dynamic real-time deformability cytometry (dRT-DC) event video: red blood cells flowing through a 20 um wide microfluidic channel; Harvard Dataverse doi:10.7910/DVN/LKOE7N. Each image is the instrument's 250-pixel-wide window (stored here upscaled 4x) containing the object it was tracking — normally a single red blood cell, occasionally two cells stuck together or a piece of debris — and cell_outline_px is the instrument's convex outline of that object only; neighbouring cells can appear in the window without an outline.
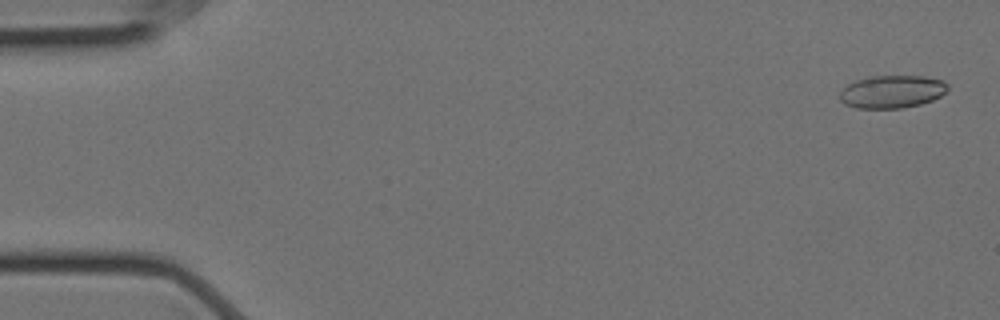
{"species": "Egyptian fruit bat (a non-hibernating species)", "species_latin": "Rousettus aegyptiacus", "temperature_condition": "cold", "stored_images_in_passage": 57, "camera_frame_rate_fps": 3000, "um_per_image_px": 0.085, "animal": {"sex": "female"}, "frame": {"image": 1, "passage_image": 2, "time_ms": 0.333, "image_size_px": [1000, 320], "cell_outline_px": [[948, 88], [940, 96], [932, 100], [920, 104], [900, 108], [856, 108], [844, 104], [840, 100], [840, 92], [848, 84], [856, 80], [868, 76], [924, 76], [944, 80], [948, 84]], "centroid_in_image_um": [75.81, 7.78], "position_along_channel_um": 9.2, "area_um2": 20.63}}
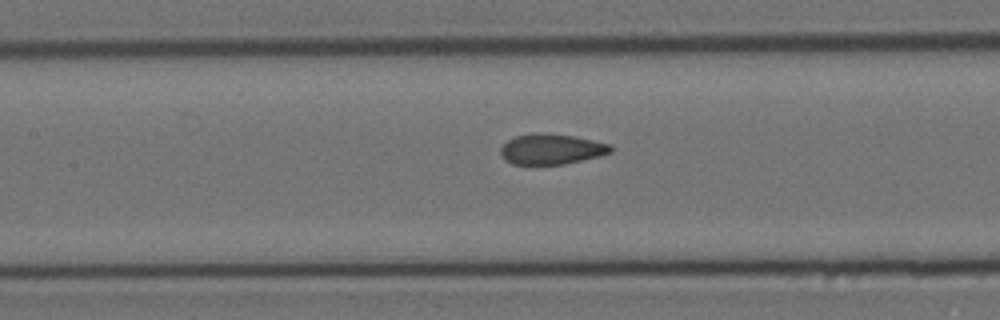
{"frame": {"image": 2, "passage_image": 26, "time_ms": 8.333, "image_size_px": [1000, 320], "cell_outline_px": [[612, 152], [600, 156], [564, 164], [512, 164], [504, 160], [500, 156], [500, 148], [508, 140], [516, 136], [532, 132], [544, 132], [572, 136], [612, 144]], "centroid_in_image_um": [46.85, 12.67], "position_along_channel_um": 160.6, "area_um2": 19.71}}
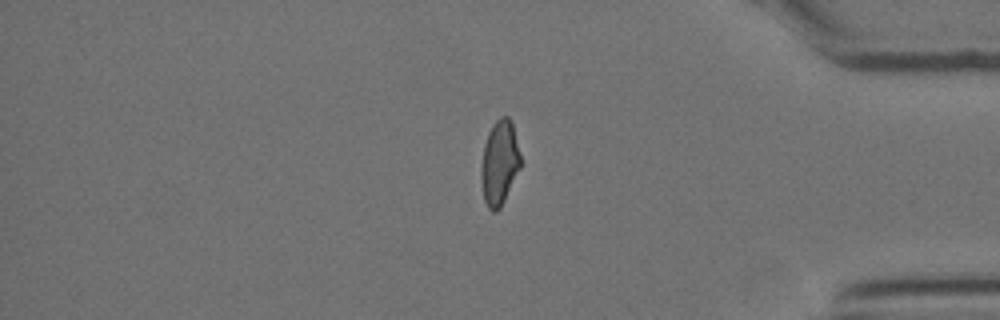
{"frame": {"image": 3, "passage_image": 48, "time_ms": 15.667, "image_size_px": [1000, 320], "cell_outline_px": [[520, 168], [500, 208], [496, 212], [492, 212], [488, 208], [484, 200], [480, 176], [480, 168], [484, 144], [488, 132], [492, 124], [500, 116], [508, 116], [512, 124], [520, 156]], "centroid_in_image_um": [42.42, 13.84], "position_along_channel_um": 392.8, "area_um2": 19.36}, "authors_computed_cell_mechanics": {"area_um2": 20.0566, "velocity_mm_per_s": 3.5324, "shape_relaxation_time_tau1_ms": null, "shape_relaxation_time_tau2_ms": 0.9522, "deformation_change_tau1": null, "deformation_change_tau2": 0.0663}}